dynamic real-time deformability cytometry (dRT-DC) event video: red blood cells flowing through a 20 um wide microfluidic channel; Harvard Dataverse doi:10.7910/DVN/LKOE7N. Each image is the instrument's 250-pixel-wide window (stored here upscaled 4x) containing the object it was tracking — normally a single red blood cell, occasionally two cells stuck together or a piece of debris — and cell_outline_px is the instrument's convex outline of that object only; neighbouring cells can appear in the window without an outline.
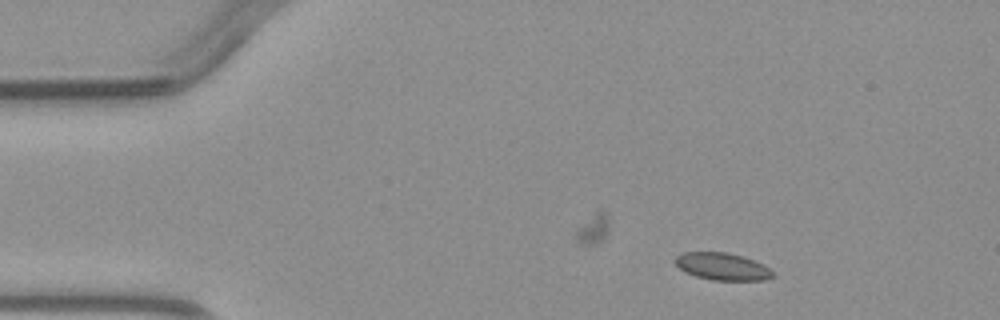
{"species": "common noctule bat (a hibernating species)", "species_latin": "Nyctalus noctula", "temperature_condition": "warm", "stored_images_in_passage": 2, "camera_frame_rate_fps": 3000, "um_per_image_px": 0.085, "animal": {"sex": "male", "body_mass_g": 23.1, "forearm_length_mm": 52.7}, "frame": {"image": 1, "passage_image": 1, "time_ms": 0.0, "image_size_px": [1000, 320], "cell_outline_px": [[772, 276], [764, 280], [712, 280], [696, 276], [684, 272], [676, 264], [676, 256], [684, 252], [728, 252], [764, 264], [772, 272]], "centroid_in_image_um": [61.37, 22.65], "position_along_channel_um": 23.6, "area_um2": 15.26}}